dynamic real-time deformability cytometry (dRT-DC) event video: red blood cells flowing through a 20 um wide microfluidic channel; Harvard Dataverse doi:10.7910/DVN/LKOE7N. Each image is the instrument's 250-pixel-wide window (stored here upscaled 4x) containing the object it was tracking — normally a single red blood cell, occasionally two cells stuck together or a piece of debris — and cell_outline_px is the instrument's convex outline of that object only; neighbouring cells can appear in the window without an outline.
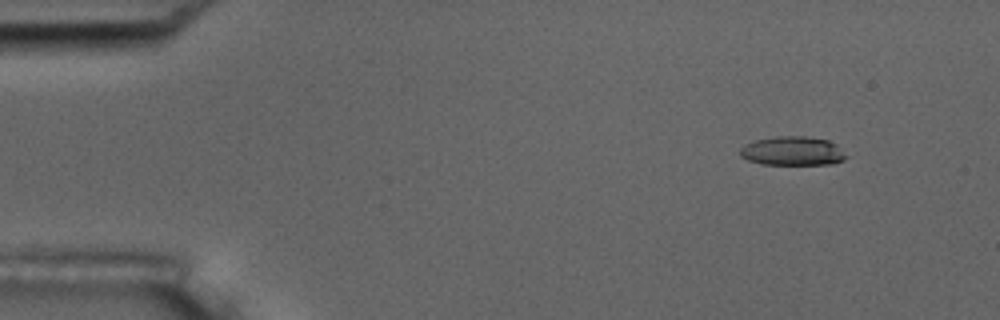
{"species": "common noctule bat (a hibernating species)", "species_latin": "Nyctalus noctula", "temperature_condition": "room temperature", "stored_images_in_passage": 3, "camera_frame_rate_fps": 3000, "um_per_image_px": 0.085, "animal": {"sex": "male", "body_mass_g": 17.5, "forearm_length_mm": 52.3}, "frame": {"image": 1, "passage_image": 1, "time_ms": 0.0, "image_size_px": [1000, 320], "cell_outline_px": [[848, 156], [844, 160], [832, 164], [760, 164], [748, 160], [740, 156], [740, 148], [744, 144], [756, 140], [776, 136], [804, 136], [828, 140], [836, 144]], "centroid_in_image_um": [67.36, 12.84], "position_along_channel_um": 17.6, "area_um2": 17.98}}